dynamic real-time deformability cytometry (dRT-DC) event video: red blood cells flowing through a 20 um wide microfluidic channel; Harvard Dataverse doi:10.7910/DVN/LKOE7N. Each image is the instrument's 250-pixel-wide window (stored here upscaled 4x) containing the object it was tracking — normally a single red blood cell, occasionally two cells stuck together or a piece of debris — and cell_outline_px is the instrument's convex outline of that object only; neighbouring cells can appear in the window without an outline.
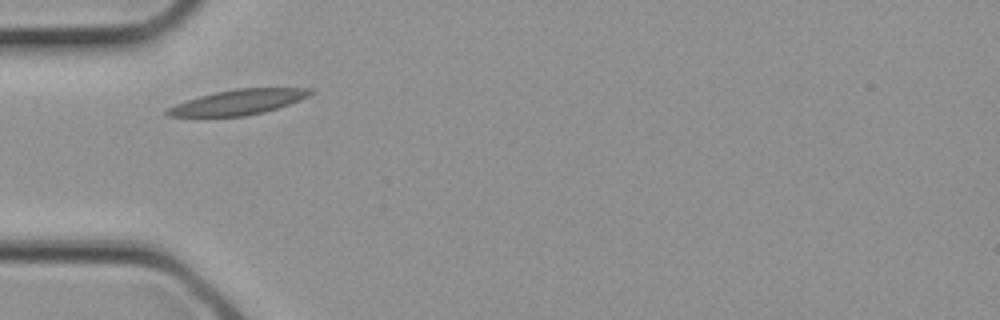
{"species": "common noctule bat (a hibernating species)", "species_latin": "Nyctalus noctula", "temperature_condition": "cold", "stored_images_in_passage": 1, "camera_frame_rate_fps": 3000, "um_per_image_px": 0.085, "animal": {"sex": "female", "body_mass_g": 21.9}, "frame": {"image": 1, "passage_image": 1, "time_ms": 0.0, "image_size_px": [1000, 320], "cell_outline_px": [[316, 92], [300, 100], [264, 112], [244, 116], [168, 116], [164, 112], [168, 108], [176, 104], [200, 96], [216, 92], [236, 88], [312, 88]], "centroid_in_image_um": [20.3, 8.67], "position_along_channel_um": 64.7, "area_um2": 20.69}}